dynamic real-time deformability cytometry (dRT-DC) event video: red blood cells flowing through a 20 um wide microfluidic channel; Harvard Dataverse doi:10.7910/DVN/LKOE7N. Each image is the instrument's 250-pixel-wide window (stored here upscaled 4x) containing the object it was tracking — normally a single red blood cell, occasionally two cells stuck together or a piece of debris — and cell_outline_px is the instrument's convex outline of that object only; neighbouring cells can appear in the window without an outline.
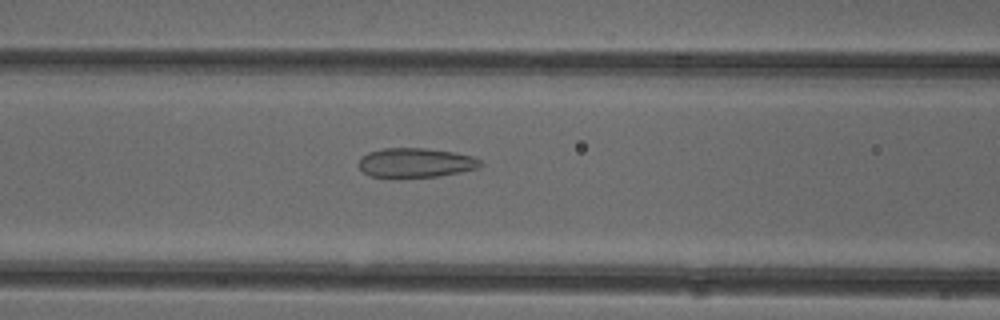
{"species": "common noctule bat (a hibernating species)", "species_latin": "Nyctalus noctula", "temperature_condition": "cold", "stored_images_in_passage": 51, "camera_frame_rate_fps": 3000, "um_per_image_px": 0.085, "animal": {"sex": "female"}, "frame": {"image": 1, "passage_image": 21, "time_ms": 6.667, "image_size_px": [1000, 320], "cell_outline_px": [[484, 164], [480, 168], [460, 172], [436, 176], [372, 176], [364, 172], [356, 164], [360, 156], [368, 152], [384, 148], [424, 148], [456, 152], [472, 156], [480, 160]], "centroid_in_image_um": [35.34, 13.8], "position_along_channel_um": 131.3, "area_um2": 20.75}}
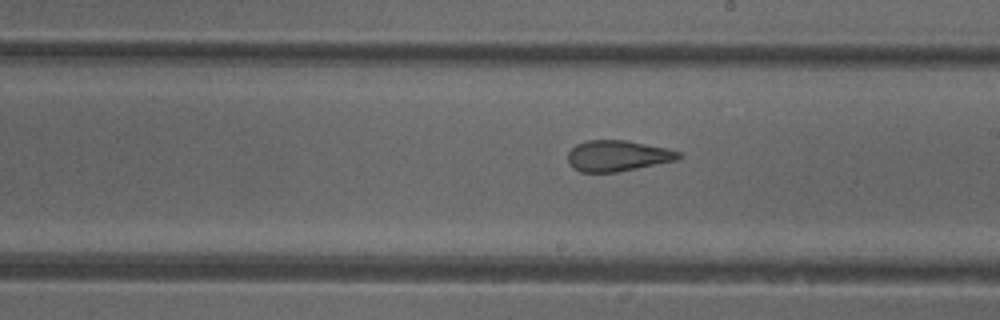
{"frame": {"image": 2, "passage_image": 29, "time_ms": 9.333, "image_size_px": [1000, 320], "cell_outline_px": [[684, 156], [676, 160], [616, 172], [580, 172], [572, 168], [568, 164], [568, 152], [576, 144], [588, 140], [628, 140], [668, 148], [680, 152]], "centroid_in_image_um": [52.49, 13.23], "position_along_channel_um": 236.5, "area_um2": 20.06}}
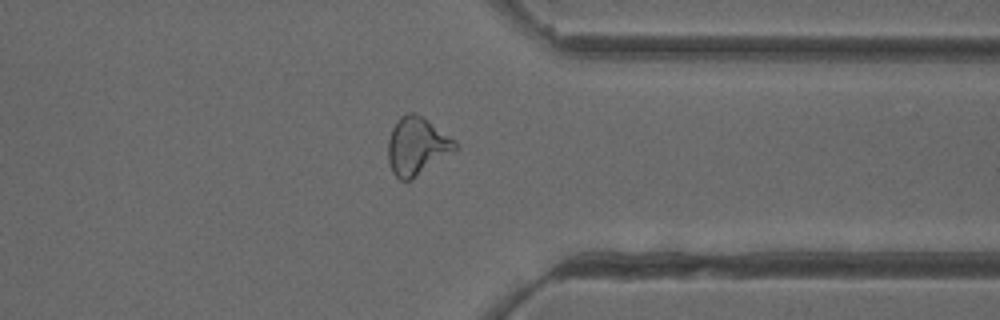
{"frame": {"image": 3, "passage_image": 40, "time_ms": 13.0, "image_size_px": [1000, 320], "cell_outline_px": [[456, 148], [412, 180], [400, 180], [392, 172], [388, 160], [388, 140], [392, 128], [400, 116], [408, 112], [412, 112], [428, 120], [456, 140]], "centroid_in_image_um": [35.4, 12.41], "position_along_channel_um": 376.0, "area_um2": 22.25}, "authors_computed_cell_mechanics": {"area_um2": 22.7154, "velocity_mm_per_s": 3.9436, "shape_relaxation_time_tau1_ms": null, "shape_relaxation_time_tau2_ms": 1.6598, "deformation_change_tau1": null, "deformation_change_tau2": 0.1038}}